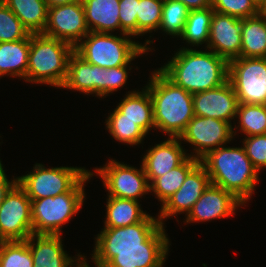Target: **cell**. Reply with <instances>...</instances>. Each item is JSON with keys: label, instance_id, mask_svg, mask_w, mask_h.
I'll list each match as a JSON object with an SVG mask.
<instances>
[{"label": "cell", "instance_id": "cell-1", "mask_svg": "<svg viewBox=\"0 0 266 267\" xmlns=\"http://www.w3.org/2000/svg\"><path fill=\"white\" fill-rule=\"evenodd\" d=\"M209 51L181 48L159 70L191 94L217 88L228 81L229 62Z\"/></svg>", "mask_w": 266, "mask_h": 267}, {"label": "cell", "instance_id": "cell-2", "mask_svg": "<svg viewBox=\"0 0 266 267\" xmlns=\"http://www.w3.org/2000/svg\"><path fill=\"white\" fill-rule=\"evenodd\" d=\"M200 162L205 166L211 184L232 193L243 204L254 193L259 172L252 165L243 147H218Z\"/></svg>", "mask_w": 266, "mask_h": 267}, {"label": "cell", "instance_id": "cell-3", "mask_svg": "<svg viewBox=\"0 0 266 267\" xmlns=\"http://www.w3.org/2000/svg\"><path fill=\"white\" fill-rule=\"evenodd\" d=\"M146 88L151 96L155 127L170 137H180L194 117L193 94L175 85L159 69Z\"/></svg>", "mask_w": 266, "mask_h": 267}, {"label": "cell", "instance_id": "cell-4", "mask_svg": "<svg viewBox=\"0 0 266 267\" xmlns=\"http://www.w3.org/2000/svg\"><path fill=\"white\" fill-rule=\"evenodd\" d=\"M73 52L74 47L66 41L42 33L31 34L25 81L62 87Z\"/></svg>", "mask_w": 266, "mask_h": 267}, {"label": "cell", "instance_id": "cell-5", "mask_svg": "<svg viewBox=\"0 0 266 267\" xmlns=\"http://www.w3.org/2000/svg\"><path fill=\"white\" fill-rule=\"evenodd\" d=\"M127 36L131 37L128 34L118 37L111 33L89 32L85 40L74 47V52L87 63L105 69L128 65L136 56L151 50L147 45L153 41L146 40L141 45Z\"/></svg>", "mask_w": 266, "mask_h": 267}, {"label": "cell", "instance_id": "cell-6", "mask_svg": "<svg viewBox=\"0 0 266 267\" xmlns=\"http://www.w3.org/2000/svg\"><path fill=\"white\" fill-rule=\"evenodd\" d=\"M92 176L93 173L88 172L69 192L31 200L33 233L61 235L62 225L82 208L84 183Z\"/></svg>", "mask_w": 266, "mask_h": 267}, {"label": "cell", "instance_id": "cell-7", "mask_svg": "<svg viewBox=\"0 0 266 267\" xmlns=\"http://www.w3.org/2000/svg\"><path fill=\"white\" fill-rule=\"evenodd\" d=\"M33 171L17 177V183L31 200L55 197L69 192L89 171L78 167L45 168L36 164Z\"/></svg>", "mask_w": 266, "mask_h": 267}, {"label": "cell", "instance_id": "cell-8", "mask_svg": "<svg viewBox=\"0 0 266 267\" xmlns=\"http://www.w3.org/2000/svg\"><path fill=\"white\" fill-rule=\"evenodd\" d=\"M169 239L161 225L147 240L146 250L94 251L93 263L105 267H163Z\"/></svg>", "mask_w": 266, "mask_h": 267}, {"label": "cell", "instance_id": "cell-9", "mask_svg": "<svg viewBox=\"0 0 266 267\" xmlns=\"http://www.w3.org/2000/svg\"><path fill=\"white\" fill-rule=\"evenodd\" d=\"M228 80L239 103L266 105V58L238 57L229 61Z\"/></svg>", "mask_w": 266, "mask_h": 267}, {"label": "cell", "instance_id": "cell-10", "mask_svg": "<svg viewBox=\"0 0 266 267\" xmlns=\"http://www.w3.org/2000/svg\"><path fill=\"white\" fill-rule=\"evenodd\" d=\"M31 234V199L16 183L0 206V241H25Z\"/></svg>", "mask_w": 266, "mask_h": 267}, {"label": "cell", "instance_id": "cell-11", "mask_svg": "<svg viewBox=\"0 0 266 267\" xmlns=\"http://www.w3.org/2000/svg\"><path fill=\"white\" fill-rule=\"evenodd\" d=\"M96 173L103 179L108 195L139 201L138 198L150 192V184L144 172L127 164L109 160L104 167L96 168Z\"/></svg>", "mask_w": 266, "mask_h": 267}, {"label": "cell", "instance_id": "cell-12", "mask_svg": "<svg viewBox=\"0 0 266 267\" xmlns=\"http://www.w3.org/2000/svg\"><path fill=\"white\" fill-rule=\"evenodd\" d=\"M233 133L229 122L194 115L179 139L194 145L195 154L189 156L201 160L210 151L229 143L233 139Z\"/></svg>", "mask_w": 266, "mask_h": 267}, {"label": "cell", "instance_id": "cell-13", "mask_svg": "<svg viewBox=\"0 0 266 267\" xmlns=\"http://www.w3.org/2000/svg\"><path fill=\"white\" fill-rule=\"evenodd\" d=\"M89 32L81 0L48 8L47 24L42 34L75 47Z\"/></svg>", "mask_w": 266, "mask_h": 267}, {"label": "cell", "instance_id": "cell-14", "mask_svg": "<svg viewBox=\"0 0 266 267\" xmlns=\"http://www.w3.org/2000/svg\"><path fill=\"white\" fill-rule=\"evenodd\" d=\"M161 226L147 215L141 222L120 228H104L96 238L94 251L146 250V240Z\"/></svg>", "mask_w": 266, "mask_h": 267}, {"label": "cell", "instance_id": "cell-15", "mask_svg": "<svg viewBox=\"0 0 266 267\" xmlns=\"http://www.w3.org/2000/svg\"><path fill=\"white\" fill-rule=\"evenodd\" d=\"M242 19L214 11L207 48L228 62L241 57Z\"/></svg>", "mask_w": 266, "mask_h": 267}, {"label": "cell", "instance_id": "cell-16", "mask_svg": "<svg viewBox=\"0 0 266 267\" xmlns=\"http://www.w3.org/2000/svg\"><path fill=\"white\" fill-rule=\"evenodd\" d=\"M210 178L205 166L199 162L186 176L182 186L161 206L158 219L163 225V219L192 210L195 202L201 197L210 184Z\"/></svg>", "mask_w": 266, "mask_h": 267}, {"label": "cell", "instance_id": "cell-17", "mask_svg": "<svg viewBox=\"0 0 266 267\" xmlns=\"http://www.w3.org/2000/svg\"><path fill=\"white\" fill-rule=\"evenodd\" d=\"M192 101L194 115L224 120L230 124L239 106L238 97L229 80L217 88L193 94Z\"/></svg>", "mask_w": 266, "mask_h": 267}, {"label": "cell", "instance_id": "cell-18", "mask_svg": "<svg viewBox=\"0 0 266 267\" xmlns=\"http://www.w3.org/2000/svg\"><path fill=\"white\" fill-rule=\"evenodd\" d=\"M240 205L244 204L232 193L210 183L188 213L186 223L225 218L233 215Z\"/></svg>", "mask_w": 266, "mask_h": 267}, {"label": "cell", "instance_id": "cell-19", "mask_svg": "<svg viewBox=\"0 0 266 267\" xmlns=\"http://www.w3.org/2000/svg\"><path fill=\"white\" fill-rule=\"evenodd\" d=\"M61 88L105 96V68L87 63L75 52L68 59L67 77Z\"/></svg>", "mask_w": 266, "mask_h": 267}, {"label": "cell", "instance_id": "cell-20", "mask_svg": "<svg viewBox=\"0 0 266 267\" xmlns=\"http://www.w3.org/2000/svg\"><path fill=\"white\" fill-rule=\"evenodd\" d=\"M180 141L179 137H170L148 150L142 166L149 183L179 166L188 157Z\"/></svg>", "mask_w": 266, "mask_h": 267}, {"label": "cell", "instance_id": "cell-21", "mask_svg": "<svg viewBox=\"0 0 266 267\" xmlns=\"http://www.w3.org/2000/svg\"><path fill=\"white\" fill-rule=\"evenodd\" d=\"M61 237V235L33 233L25 240L31 250L33 267L74 266L73 263L77 259L73 260L72 257L65 253Z\"/></svg>", "mask_w": 266, "mask_h": 267}, {"label": "cell", "instance_id": "cell-22", "mask_svg": "<svg viewBox=\"0 0 266 267\" xmlns=\"http://www.w3.org/2000/svg\"><path fill=\"white\" fill-rule=\"evenodd\" d=\"M90 32L110 33L120 30V0H81Z\"/></svg>", "mask_w": 266, "mask_h": 267}, {"label": "cell", "instance_id": "cell-23", "mask_svg": "<svg viewBox=\"0 0 266 267\" xmlns=\"http://www.w3.org/2000/svg\"><path fill=\"white\" fill-rule=\"evenodd\" d=\"M128 93L116 107L121 112V119H130L147 134L152 127L155 128L150 93L146 88L142 92Z\"/></svg>", "mask_w": 266, "mask_h": 267}, {"label": "cell", "instance_id": "cell-24", "mask_svg": "<svg viewBox=\"0 0 266 267\" xmlns=\"http://www.w3.org/2000/svg\"><path fill=\"white\" fill-rule=\"evenodd\" d=\"M31 35L15 42H0V78L4 75L26 79Z\"/></svg>", "mask_w": 266, "mask_h": 267}, {"label": "cell", "instance_id": "cell-25", "mask_svg": "<svg viewBox=\"0 0 266 267\" xmlns=\"http://www.w3.org/2000/svg\"><path fill=\"white\" fill-rule=\"evenodd\" d=\"M241 57L266 58V17L261 12L242 19Z\"/></svg>", "mask_w": 266, "mask_h": 267}, {"label": "cell", "instance_id": "cell-26", "mask_svg": "<svg viewBox=\"0 0 266 267\" xmlns=\"http://www.w3.org/2000/svg\"><path fill=\"white\" fill-rule=\"evenodd\" d=\"M30 34L43 33L47 24L48 5L45 0H3Z\"/></svg>", "mask_w": 266, "mask_h": 267}, {"label": "cell", "instance_id": "cell-27", "mask_svg": "<svg viewBox=\"0 0 266 267\" xmlns=\"http://www.w3.org/2000/svg\"><path fill=\"white\" fill-rule=\"evenodd\" d=\"M104 228H120L141 222L148 214L137 200L108 196Z\"/></svg>", "mask_w": 266, "mask_h": 267}, {"label": "cell", "instance_id": "cell-28", "mask_svg": "<svg viewBox=\"0 0 266 267\" xmlns=\"http://www.w3.org/2000/svg\"><path fill=\"white\" fill-rule=\"evenodd\" d=\"M200 162L188 156L179 166L155 178L150 184V192H154L162 205L182 186L187 174Z\"/></svg>", "mask_w": 266, "mask_h": 267}, {"label": "cell", "instance_id": "cell-29", "mask_svg": "<svg viewBox=\"0 0 266 267\" xmlns=\"http://www.w3.org/2000/svg\"><path fill=\"white\" fill-rule=\"evenodd\" d=\"M213 13L212 6L205 9L191 10L180 37L193 46L207 43Z\"/></svg>", "mask_w": 266, "mask_h": 267}, {"label": "cell", "instance_id": "cell-30", "mask_svg": "<svg viewBox=\"0 0 266 267\" xmlns=\"http://www.w3.org/2000/svg\"><path fill=\"white\" fill-rule=\"evenodd\" d=\"M106 128L110 135L122 143L140 144L146 134L130 119H121V112L115 108L106 120Z\"/></svg>", "mask_w": 266, "mask_h": 267}, {"label": "cell", "instance_id": "cell-31", "mask_svg": "<svg viewBox=\"0 0 266 267\" xmlns=\"http://www.w3.org/2000/svg\"><path fill=\"white\" fill-rule=\"evenodd\" d=\"M240 130L248 136L265 134L266 132V105L239 103Z\"/></svg>", "mask_w": 266, "mask_h": 267}, {"label": "cell", "instance_id": "cell-32", "mask_svg": "<svg viewBox=\"0 0 266 267\" xmlns=\"http://www.w3.org/2000/svg\"><path fill=\"white\" fill-rule=\"evenodd\" d=\"M190 10L176 0H164L159 29L169 35L181 36Z\"/></svg>", "mask_w": 266, "mask_h": 267}, {"label": "cell", "instance_id": "cell-33", "mask_svg": "<svg viewBox=\"0 0 266 267\" xmlns=\"http://www.w3.org/2000/svg\"><path fill=\"white\" fill-rule=\"evenodd\" d=\"M0 267H33L26 241H0Z\"/></svg>", "mask_w": 266, "mask_h": 267}, {"label": "cell", "instance_id": "cell-34", "mask_svg": "<svg viewBox=\"0 0 266 267\" xmlns=\"http://www.w3.org/2000/svg\"><path fill=\"white\" fill-rule=\"evenodd\" d=\"M164 0H139L137 12V36L158 30Z\"/></svg>", "mask_w": 266, "mask_h": 267}, {"label": "cell", "instance_id": "cell-35", "mask_svg": "<svg viewBox=\"0 0 266 267\" xmlns=\"http://www.w3.org/2000/svg\"><path fill=\"white\" fill-rule=\"evenodd\" d=\"M31 34L4 3H0V42H15Z\"/></svg>", "mask_w": 266, "mask_h": 267}, {"label": "cell", "instance_id": "cell-36", "mask_svg": "<svg viewBox=\"0 0 266 267\" xmlns=\"http://www.w3.org/2000/svg\"><path fill=\"white\" fill-rule=\"evenodd\" d=\"M214 11L240 19L254 17L260 13L256 0H211Z\"/></svg>", "mask_w": 266, "mask_h": 267}, {"label": "cell", "instance_id": "cell-37", "mask_svg": "<svg viewBox=\"0 0 266 267\" xmlns=\"http://www.w3.org/2000/svg\"><path fill=\"white\" fill-rule=\"evenodd\" d=\"M243 146L247 157L258 172L266 167V134L246 137Z\"/></svg>", "mask_w": 266, "mask_h": 267}, {"label": "cell", "instance_id": "cell-38", "mask_svg": "<svg viewBox=\"0 0 266 267\" xmlns=\"http://www.w3.org/2000/svg\"><path fill=\"white\" fill-rule=\"evenodd\" d=\"M139 0L119 1V20L121 34L137 36V12Z\"/></svg>", "mask_w": 266, "mask_h": 267}, {"label": "cell", "instance_id": "cell-39", "mask_svg": "<svg viewBox=\"0 0 266 267\" xmlns=\"http://www.w3.org/2000/svg\"><path fill=\"white\" fill-rule=\"evenodd\" d=\"M128 65L105 69V97L123 87L127 81Z\"/></svg>", "mask_w": 266, "mask_h": 267}, {"label": "cell", "instance_id": "cell-40", "mask_svg": "<svg viewBox=\"0 0 266 267\" xmlns=\"http://www.w3.org/2000/svg\"><path fill=\"white\" fill-rule=\"evenodd\" d=\"M17 183V178L12 180L11 182L7 179L5 174V170H3V165L0 160V206L4 201L6 194L9 190Z\"/></svg>", "mask_w": 266, "mask_h": 267}, {"label": "cell", "instance_id": "cell-41", "mask_svg": "<svg viewBox=\"0 0 266 267\" xmlns=\"http://www.w3.org/2000/svg\"><path fill=\"white\" fill-rule=\"evenodd\" d=\"M184 4L190 11L205 9L211 6V0H176Z\"/></svg>", "mask_w": 266, "mask_h": 267}, {"label": "cell", "instance_id": "cell-42", "mask_svg": "<svg viewBox=\"0 0 266 267\" xmlns=\"http://www.w3.org/2000/svg\"><path fill=\"white\" fill-rule=\"evenodd\" d=\"M86 260L87 259H85L84 256L78 254V259L76 261V264L74 263V265H76V267H90ZM95 266L96 267H105V266H100L97 264H95Z\"/></svg>", "mask_w": 266, "mask_h": 267}, {"label": "cell", "instance_id": "cell-43", "mask_svg": "<svg viewBox=\"0 0 266 267\" xmlns=\"http://www.w3.org/2000/svg\"><path fill=\"white\" fill-rule=\"evenodd\" d=\"M75 0H45V2L48 5V8L56 6V5H63V4H67V3H71Z\"/></svg>", "mask_w": 266, "mask_h": 267}, {"label": "cell", "instance_id": "cell-44", "mask_svg": "<svg viewBox=\"0 0 266 267\" xmlns=\"http://www.w3.org/2000/svg\"><path fill=\"white\" fill-rule=\"evenodd\" d=\"M260 12L266 17V0L261 4Z\"/></svg>", "mask_w": 266, "mask_h": 267}, {"label": "cell", "instance_id": "cell-45", "mask_svg": "<svg viewBox=\"0 0 266 267\" xmlns=\"http://www.w3.org/2000/svg\"><path fill=\"white\" fill-rule=\"evenodd\" d=\"M260 5L265 1V0H256Z\"/></svg>", "mask_w": 266, "mask_h": 267}]
</instances>
